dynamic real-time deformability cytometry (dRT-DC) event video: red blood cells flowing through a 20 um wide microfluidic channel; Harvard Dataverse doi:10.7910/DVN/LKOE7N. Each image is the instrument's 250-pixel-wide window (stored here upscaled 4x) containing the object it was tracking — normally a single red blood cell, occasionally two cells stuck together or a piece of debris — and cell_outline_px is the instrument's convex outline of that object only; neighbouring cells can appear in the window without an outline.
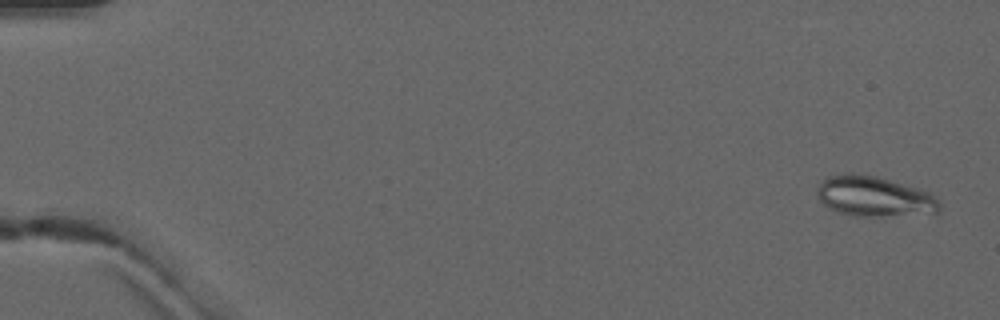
{"species": "common noctule bat (a hibernating species)", "species_latin": "Nyctalus noctula", "temperature_condition": "warm", "stored_images_in_passage": 2, "camera_frame_rate_fps": 3000, "um_per_image_px": 0.085, "animal": {"sex": "male", "forearm_length_mm": 52.5}, "frame": {"image": 1, "passage_image": 1, "time_ms": 0.0, "image_size_px": [1000, 320], "cell_outline_px": [[940, 212], [872, 216], [856, 216], [840, 212], [828, 208], [816, 196], [816, 192], [820, 184], [828, 176], [848, 172], [852, 172], [876, 176], [920, 188], [928, 192], [940, 204]], "centroid_in_image_um": [74.26, 16.67], "position_along_channel_um": 10.7, "area_um2": 28.44}}